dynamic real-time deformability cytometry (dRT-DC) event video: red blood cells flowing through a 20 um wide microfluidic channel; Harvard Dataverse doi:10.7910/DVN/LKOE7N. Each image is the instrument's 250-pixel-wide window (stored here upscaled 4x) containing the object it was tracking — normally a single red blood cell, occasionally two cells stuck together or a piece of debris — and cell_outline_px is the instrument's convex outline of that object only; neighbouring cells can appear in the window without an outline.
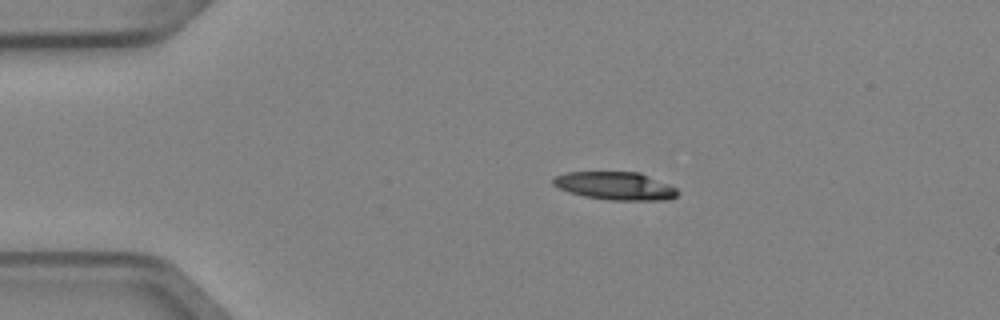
{"species": "Egyptian fruit bat (a non-hibernating species)", "species_latin": "Rousettus aegyptiacus", "temperature_condition": "cold", "stored_images_in_passage": 4, "camera_frame_rate_fps": 3000, "um_per_image_px": 0.085, "animal": {"sex": "female"}, "frame": {"image": 1, "passage_image": 2, "time_ms": 0.333, "image_size_px": [1000, 320], "cell_outline_px": [[680, 192], [676, 196], [668, 200], [608, 200], [584, 196], [560, 188], [552, 184], [552, 176], [568, 172], [640, 172], [668, 184], [676, 188]], "centroid_in_image_um": [52.31, 15.8], "position_along_channel_um": 32.7, "area_um2": 20.29}}
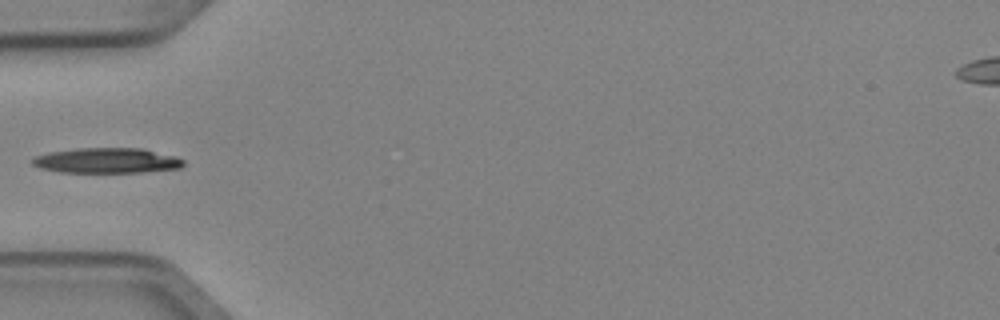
{"frame": {"image": 2, "passage_image": 4, "time_ms": 1.0, "image_size_px": [1000, 320], "cell_outline_px": [[184, 164], [180, 168], [140, 172], [60, 172], [40, 168], [32, 164], [28, 160], [32, 156], [48, 152], [76, 148], [144, 148], [172, 156], [184, 160]], "centroid_in_image_um": [8.99, 13.64], "position_along_channel_um": 76.0, "area_um2": 22.31}}